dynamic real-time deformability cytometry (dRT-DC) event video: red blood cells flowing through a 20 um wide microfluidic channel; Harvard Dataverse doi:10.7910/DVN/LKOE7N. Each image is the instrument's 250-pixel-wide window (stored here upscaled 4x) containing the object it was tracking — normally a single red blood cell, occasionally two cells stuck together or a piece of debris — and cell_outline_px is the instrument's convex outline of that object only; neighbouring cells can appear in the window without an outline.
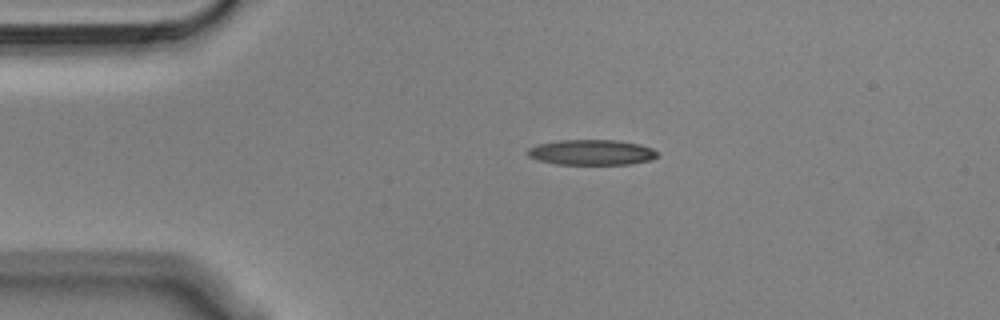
{"species": "Egyptian fruit bat (a non-hibernating species)", "species_latin": "Rousettus aegyptiacus", "temperature_condition": "cold", "stored_images_in_passage": 44, "camera_frame_rate_fps": 3000, "um_per_image_px": 0.085, "animal": {"sex": "male"}, "frame": {"image": 1, "passage_image": 1, "time_ms": 0.0, "image_size_px": [1000, 320], "cell_outline_px": [[656, 156], [652, 160], [632, 164], [556, 164], [540, 160], [528, 156], [528, 148], [536, 144], [560, 140], [616, 140], [640, 144], [652, 148], [656, 152]], "centroid_in_image_um": [50.29, 12.94], "position_along_channel_um": 34.7, "area_um2": 19.13}}
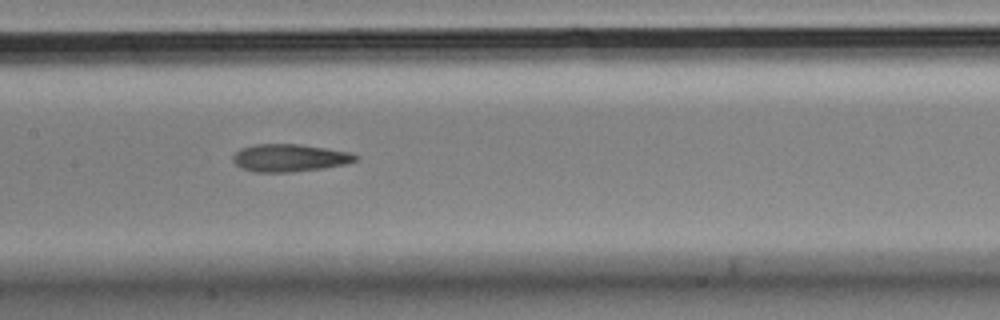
{"frame": {"image": 2, "passage_image": 16, "time_ms": 5.0, "image_size_px": [1000, 320], "cell_outline_px": [[356, 160], [344, 164], [324, 168], [292, 172], [256, 172], [240, 168], [232, 160], [232, 156], [240, 148], [256, 144], [300, 144], [348, 152], [356, 156]], "centroid_in_image_um": [24.54, 13.42], "position_along_channel_um": 182.9, "area_um2": 19.54}}
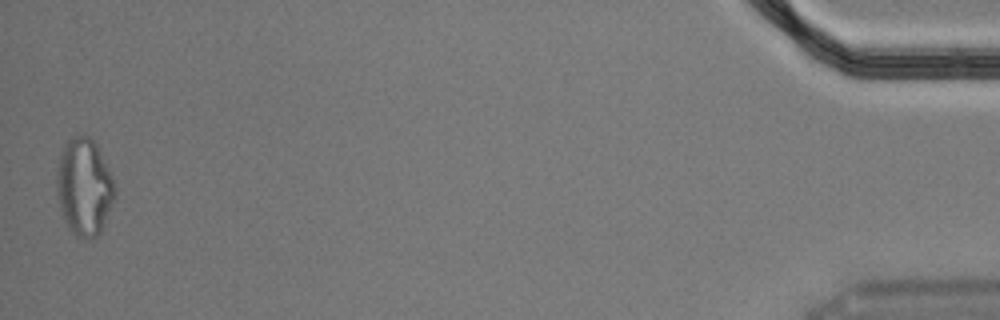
{"frame": {"image": 3, "passage_image": 44, "time_ms": 14.333, "image_size_px": [1000, 320], "cell_outline_px": [[116, 192], [100, 232], [96, 236], [84, 240], [76, 236], [68, 228], [64, 220], [60, 208], [56, 192], [56, 172], [60, 152], [64, 144], [72, 136], [88, 136], [96, 144], [112, 176]], "centroid_in_image_um": [7.12, 15.89], "position_along_channel_um": 428.1, "area_um2": 32.83}, "authors_computed_cell_mechanics": {"area_um2": 19.9988, "velocity_mm_per_s": 3.6347, "shape_relaxation_time_tau1_ms": null, "shape_relaxation_time_tau2_ms": 5.2562, "deformation_change_tau1": null, "deformation_change_tau2": 0.1699}}